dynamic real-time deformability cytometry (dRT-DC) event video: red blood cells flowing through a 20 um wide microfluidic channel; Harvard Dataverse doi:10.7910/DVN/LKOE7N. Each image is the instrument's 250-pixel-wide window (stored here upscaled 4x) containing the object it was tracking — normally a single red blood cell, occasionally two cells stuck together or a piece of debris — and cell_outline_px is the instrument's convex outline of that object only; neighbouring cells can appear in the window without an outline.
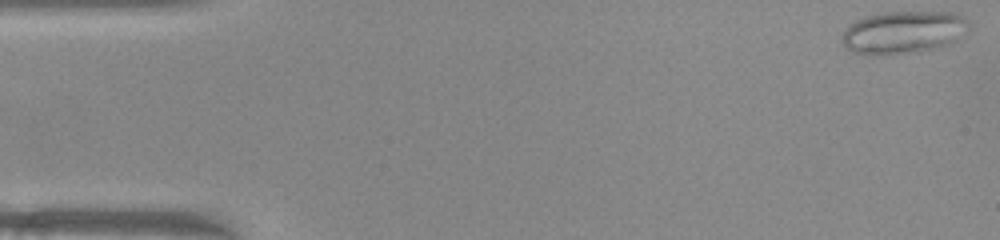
{"species": "common noctule bat (a hibernating species)", "species_latin": "Nyctalus noctula", "temperature_condition": "warm", "stored_images_in_passage": 50, "camera_frame_rate_fps": 3000, "um_per_image_px": 0.085, "animal": {"sex": "female", "body_mass_g": 22.0, "forearm_length_mm": 56.7}, "frame": {"image": 1, "passage_image": 1, "time_ms": 0.0, "image_size_px": [1000, 240], "cell_outline_px": [[968, 24], [956, 40], [932, 48], [916, 52], [892, 56], [872, 56], [852, 52], [844, 48], [840, 40], [844, 32], [856, 20], [880, 12], [956, 12], [964, 16], [968, 20]], "centroid_in_image_um": [76.71, 2.76], "position_along_channel_um": 8.3, "area_um2": 31.62}}
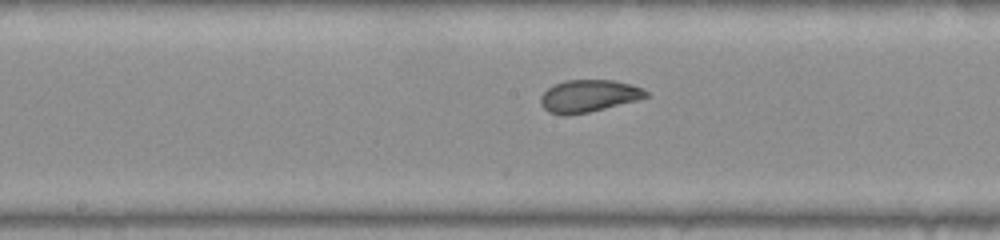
{"frame": {"image": 2, "passage_image": 25, "time_ms": 8.0, "image_size_px": [1000, 240], "cell_outline_px": [[648, 96], [636, 100], [588, 112], [548, 112], [540, 104], [540, 96], [548, 88], [564, 80], [612, 80], [632, 84], [644, 88], [648, 92]], "centroid_in_image_um": [50.07, 8.11], "position_along_channel_um": 198.1, "area_um2": 19.19}}
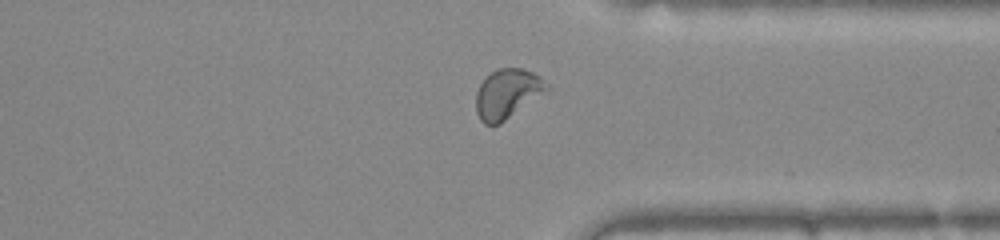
{"frame": {"image": 3, "passage_image": 38, "time_ms": 12.333, "image_size_px": [1000, 240], "cell_outline_px": [[552, 88], [500, 124], [484, 124], [480, 120], [476, 112], [476, 92], [480, 84], [496, 68], [524, 68], [540, 76]], "centroid_in_image_um": [43.15, 7.96], "position_along_channel_um": 368.3, "area_um2": 20.52}}